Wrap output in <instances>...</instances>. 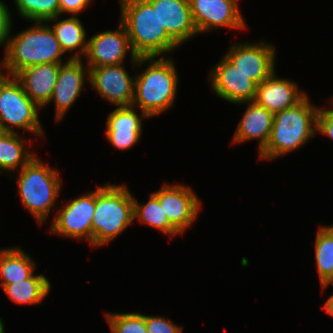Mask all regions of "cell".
<instances>
[{
	"label": "cell",
	"instance_id": "1",
	"mask_svg": "<svg viewBox=\"0 0 333 333\" xmlns=\"http://www.w3.org/2000/svg\"><path fill=\"white\" fill-rule=\"evenodd\" d=\"M33 25L11 36L10 25L4 47V58L0 62V72L14 75L23 68L40 64H62L65 56L55 33L47 22H32Z\"/></svg>",
	"mask_w": 333,
	"mask_h": 333
},
{
	"label": "cell",
	"instance_id": "26",
	"mask_svg": "<svg viewBox=\"0 0 333 333\" xmlns=\"http://www.w3.org/2000/svg\"><path fill=\"white\" fill-rule=\"evenodd\" d=\"M315 237V261L320 284L333 282V225L320 226Z\"/></svg>",
	"mask_w": 333,
	"mask_h": 333
},
{
	"label": "cell",
	"instance_id": "16",
	"mask_svg": "<svg viewBox=\"0 0 333 333\" xmlns=\"http://www.w3.org/2000/svg\"><path fill=\"white\" fill-rule=\"evenodd\" d=\"M134 106L116 107L108 114L105 137L109 144L119 150H129L142 135V122L149 117Z\"/></svg>",
	"mask_w": 333,
	"mask_h": 333
},
{
	"label": "cell",
	"instance_id": "28",
	"mask_svg": "<svg viewBox=\"0 0 333 333\" xmlns=\"http://www.w3.org/2000/svg\"><path fill=\"white\" fill-rule=\"evenodd\" d=\"M111 333H147L146 315L140 312L104 314Z\"/></svg>",
	"mask_w": 333,
	"mask_h": 333
},
{
	"label": "cell",
	"instance_id": "10",
	"mask_svg": "<svg viewBox=\"0 0 333 333\" xmlns=\"http://www.w3.org/2000/svg\"><path fill=\"white\" fill-rule=\"evenodd\" d=\"M152 194L159 200L170 224L181 235L194 225L202 205L191 187L179 183L164 184Z\"/></svg>",
	"mask_w": 333,
	"mask_h": 333
},
{
	"label": "cell",
	"instance_id": "32",
	"mask_svg": "<svg viewBox=\"0 0 333 333\" xmlns=\"http://www.w3.org/2000/svg\"><path fill=\"white\" fill-rule=\"evenodd\" d=\"M11 12L5 2L0 0V48L6 41L10 25L12 23Z\"/></svg>",
	"mask_w": 333,
	"mask_h": 333
},
{
	"label": "cell",
	"instance_id": "14",
	"mask_svg": "<svg viewBox=\"0 0 333 333\" xmlns=\"http://www.w3.org/2000/svg\"><path fill=\"white\" fill-rule=\"evenodd\" d=\"M124 64L89 68V84L103 99L116 107L132 106L135 75L131 76Z\"/></svg>",
	"mask_w": 333,
	"mask_h": 333
},
{
	"label": "cell",
	"instance_id": "13",
	"mask_svg": "<svg viewBox=\"0 0 333 333\" xmlns=\"http://www.w3.org/2000/svg\"><path fill=\"white\" fill-rule=\"evenodd\" d=\"M208 75L210 87L217 97L233 104L255 100L257 84L224 55Z\"/></svg>",
	"mask_w": 333,
	"mask_h": 333
},
{
	"label": "cell",
	"instance_id": "21",
	"mask_svg": "<svg viewBox=\"0 0 333 333\" xmlns=\"http://www.w3.org/2000/svg\"><path fill=\"white\" fill-rule=\"evenodd\" d=\"M59 17L60 16H56L48 20L47 23H50L49 25H51V23L53 24L51 29L55 33L62 50L65 54L66 52H73L69 56L70 59H84L83 57L86 54L88 42L84 25L76 16H71L64 20H60Z\"/></svg>",
	"mask_w": 333,
	"mask_h": 333
},
{
	"label": "cell",
	"instance_id": "23",
	"mask_svg": "<svg viewBox=\"0 0 333 333\" xmlns=\"http://www.w3.org/2000/svg\"><path fill=\"white\" fill-rule=\"evenodd\" d=\"M25 143L29 144L19 132L0 134V171L2 174L4 171H20L35 156Z\"/></svg>",
	"mask_w": 333,
	"mask_h": 333
},
{
	"label": "cell",
	"instance_id": "34",
	"mask_svg": "<svg viewBox=\"0 0 333 333\" xmlns=\"http://www.w3.org/2000/svg\"><path fill=\"white\" fill-rule=\"evenodd\" d=\"M0 333H5L3 320L0 318Z\"/></svg>",
	"mask_w": 333,
	"mask_h": 333
},
{
	"label": "cell",
	"instance_id": "4",
	"mask_svg": "<svg viewBox=\"0 0 333 333\" xmlns=\"http://www.w3.org/2000/svg\"><path fill=\"white\" fill-rule=\"evenodd\" d=\"M318 109L307 95L295 106L274 113L269 141L258 158L271 161L303 147L316 135Z\"/></svg>",
	"mask_w": 333,
	"mask_h": 333
},
{
	"label": "cell",
	"instance_id": "31",
	"mask_svg": "<svg viewBox=\"0 0 333 333\" xmlns=\"http://www.w3.org/2000/svg\"><path fill=\"white\" fill-rule=\"evenodd\" d=\"M91 2L93 3V0H59L60 16L66 13L77 16L90 7Z\"/></svg>",
	"mask_w": 333,
	"mask_h": 333
},
{
	"label": "cell",
	"instance_id": "19",
	"mask_svg": "<svg viewBox=\"0 0 333 333\" xmlns=\"http://www.w3.org/2000/svg\"><path fill=\"white\" fill-rule=\"evenodd\" d=\"M60 64L26 67L14 74L24 92L41 109L49 103L57 81Z\"/></svg>",
	"mask_w": 333,
	"mask_h": 333
},
{
	"label": "cell",
	"instance_id": "11",
	"mask_svg": "<svg viewBox=\"0 0 333 333\" xmlns=\"http://www.w3.org/2000/svg\"><path fill=\"white\" fill-rule=\"evenodd\" d=\"M272 45L265 41L235 42L224 56L259 85L276 70V49Z\"/></svg>",
	"mask_w": 333,
	"mask_h": 333
},
{
	"label": "cell",
	"instance_id": "5",
	"mask_svg": "<svg viewBox=\"0 0 333 333\" xmlns=\"http://www.w3.org/2000/svg\"><path fill=\"white\" fill-rule=\"evenodd\" d=\"M134 222L133 195L127 185L105 184L95 190L92 246L103 247Z\"/></svg>",
	"mask_w": 333,
	"mask_h": 333
},
{
	"label": "cell",
	"instance_id": "27",
	"mask_svg": "<svg viewBox=\"0 0 333 333\" xmlns=\"http://www.w3.org/2000/svg\"><path fill=\"white\" fill-rule=\"evenodd\" d=\"M21 18L31 22H47L60 16L59 0H14Z\"/></svg>",
	"mask_w": 333,
	"mask_h": 333
},
{
	"label": "cell",
	"instance_id": "6",
	"mask_svg": "<svg viewBox=\"0 0 333 333\" xmlns=\"http://www.w3.org/2000/svg\"><path fill=\"white\" fill-rule=\"evenodd\" d=\"M18 192L23 207L42 225L49 218L60 196L62 179L58 169L44 164L36 155L20 170Z\"/></svg>",
	"mask_w": 333,
	"mask_h": 333
},
{
	"label": "cell",
	"instance_id": "12",
	"mask_svg": "<svg viewBox=\"0 0 333 333\" xmlns=\"http://www.w3.org/2000/svg\"><path fill=\"white\" fill-rule=\"evenodd\" d=\"M198 34L217 28L244 30L247 26L238 0H189Z\"/></svg>",
	"mask_w": 333,
	"mask_h": 333
},
{
	"label": "cell",
	"instance_id": "7",
	"mask_svg": "<svg viewBox=\"0 0 333 333\" xmlns=\"http://www.w3.org/2000/svg\"><path fill=\"white\" fill-rule=\"evenodd\" d=\"M40 110L14 75L0 72V126L3 132H17L15 129L19 128L33 136L44 137L39 120Z\"/></svg>",
	"mask_w": 333,
	"mask_h": 333
},
{
	"label": "cell",
	"instance_id": "8",
	"mask_svg": "<svg viewBox=\"0 0 333 333\" xmlns=\"http://www.w3.org/2000/svg\"><path fill=\"white\" fill-rule=\"evenodd\" d=\"M52 218L50 233L87 240L92 246V221L95 212V190L61 205Z\"/></svg>",
	"mask_w": 333,
	"mask_h": 333
},
{
	"label": "cell",
	"instance_id": "30",
	"mask_svg": "<svg viewBox=\"0 0 333 333\" xmlns=\"http://www.w3.org/2000/svg\"><path fill=\"white\" fill-rule=\"evenodd\" d=\"M333 107V96L329 100ZM316 133L323 134L333 140V108H320L317 113V131Z\"/></svg>",
	"mask_w": 333,
	"mask_h": 333
},
{
	"label": "cell",
	"instance_id": "22",
	"mask_svg": "<svg viewBox=\"0 0 333 333\" xmlns=\"http://www.w3.org/2000/svg\"><path fill=\"white\" fill-rule=\"evenodd\" d=\"M36 262L21 247L0 249V281L3 288L7 284L29 278L36 269Z\"/></svg>",
	"mask_w": 333,
	"mask_h": 333
},
{
	"label": "cell",
	"instance_id": "2",
	"mask_svg": "<svg viewBox=\"0 0 333 333\" xmlns=\"http://www.w3.org/2000/svg\"><path fill=\"white\" fill-rule=\"evenodd\" d=\"M138 57L137 66L147 63L146 69L135 73L132 106L153 118L173 107L179 76L173 58Z\"/></svg>",
	"mask_w": 333,
	"mask_h": 333
},
{
	"label": "cell",
	"instance_id": "33",
	"mask_svg": "<svg viewBox=\"0 0 333 333\" xmlns=\"http://www.w3.org/2000/svg\"><path fill=\"white\" fill-rule=\"evenodd\" d=\"M330 285H333V282H326L321 284V288L326 289ZM325 304L321 307L324 312L333 317V294H331L328 299L324 302Z\"/></svg>",
	"mask_w": 333,
	"mask_h": 333
},
{
	"label": "cell",
	"instance_id": "29",
	"mask_svg": "<svg viewBox=\"0 0 333 333\" xmlns=\"http://www.w3.org/2000/svg\"><path fill=\"white\" fill-rule=\"evenodd\" d=\"M147 333H182V327L164 316L146 315Z\"/></svg>",
	"mask_w": 333,
	"mask_h": 333
},
{
	"label": "cell",
	"instance_id": "18",
	"mask_svg": "<svg viewBox=\"0 0 333 333\" xmlns=\"http://www.w3.org/2000/svg\"><path fill=\"white\" fill-rule=\"evenodd\" d=\"M307 94L300 90L293 80L280 78L275 70L266 80L257 85L254 101L274 114L295 106Z\"/></svg>",
	"mask_w": 333,
	"mask_h": 333
},
{
	"label": "cell",
	"instance_id": "25",
	"mask_svg": "<svg viewBox=\"0 0 333 333\" xmlns=\"http://www.w3.org/2000/svg\"><path fill=\"white\" fill-rule=\"evenodd\" d=\"M134 203V220H138L140 223L155 228L166 236L171 238L180 235V233L170 224L163 208L161 207L159 200L150 193L148 201L140 203L137 202L133 196Z\"/></svg>",
	"mask_w": 333,
	"mask_h": 333
},
{
	"label": "cell",
	"instance_id": "20",
	"mask_svg": "<svg viewBox=\"0 0 333 333\" xmlns=\"http://www.w3.org/2000/svg\"><path fill=\"white\" fill-rule=\"evenodd\" d=\"M247 103V109L243 113L232 139L233 144H241L249 140H258V154L266 147L272 130L274 114L265 107L258 105L255 101Z\"/></svg>",
	"mask_w": 333,
	"mask_h": 333
},
{
	"label": "cell",
	"instance_id": "17",
	"mask_svg": "<svg viewBox=\"0 0 333 333\" xmlns=\"http://www.w3.org/2000/svg\"><path fill=\"white\" fill-rule=\"evenodd\" d=\"M158 13L161 26L181 46L195 35L189 0H147Z\"/></svg>",
	"mask_w": 333,
	"mask_h": 333
},
{
	"label": "cell",
	"instance_id": "9",
	"mask_svg": "<svg viewBox=\"0 0 333 333\" xmlns=\"http://www.w3.org/2000/svg\"><path fill=\"white\" fill-rule=\"evenodd\" d=\"M128 53H130V64L136 67L138 57L132 49L125 26L118 20L116 30L98 32L88 39L86 65L89 68H96L124 64Z\"/></svg>",
	"mask_w": 333,
	"mask_h": 333
},
{
	"label": "cell",
	"instance_id": "24",
	"mask_svg": "<svg viewBox=\"0 0 333 333\" xmlns=\"http://www.w3.org/2000/svg\"><path fill=\"white\" fill-rule=\"evenodd\" d=\"M2 289L14 303L31 305L39 304L47 298L51 284L45 275L34 272L29 278L7 284Z\"/></svg>",
	"mask_w": 333,
	"mask_h": 333
},
{
	"label": "cell",
	"instance_id": "3",
	"mask_svg": "<svg viewBox=\"0 0 333 333\" xmlns=\"http://www.w3.org/2000/svg\"><path fill=\"white\" fill-rule=\"evenodd\" d=\"M120 19L137 57H165L180 45L161 26L147 0H119Z\"/></svg>",
	"mask_w": 333,
	"mask_h": 333
},
{
	"label": "cell",
	"instance_id": "15",
	"mask_svg": "<svg viewBox=\"0 0 333 333\" xmlns=\"http://www.w3.org/2000/svg\"><path fill=\"white\" fill-rule=\"evenodd\" d=\"M85 79L89 80V67L83 59H70L60 64L54 91L47 104L55 103V122H60L77 101L86 85Z\"/></svg>",
	"mask_w": 333,
	"mask_h": 333
}]
</instances>
